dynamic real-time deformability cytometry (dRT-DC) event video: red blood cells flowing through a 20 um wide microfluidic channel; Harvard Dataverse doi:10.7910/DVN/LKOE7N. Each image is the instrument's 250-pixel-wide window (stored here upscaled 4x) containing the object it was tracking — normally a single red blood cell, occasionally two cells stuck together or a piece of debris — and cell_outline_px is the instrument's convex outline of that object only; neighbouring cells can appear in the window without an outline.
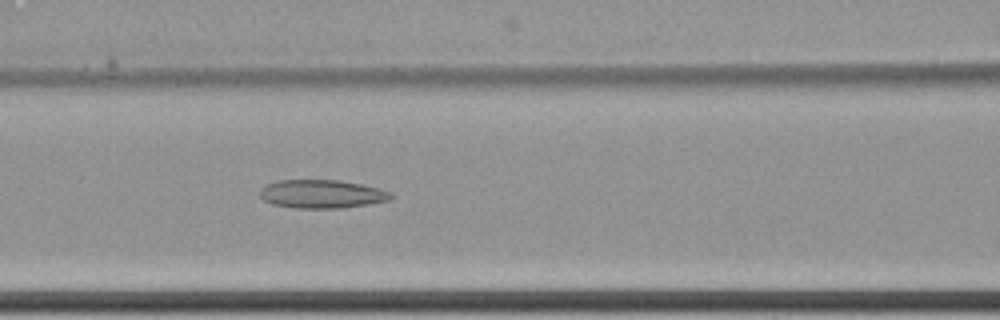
{"species": "common noctule bat (a hibernating species)", "species_latin": "Nyctalus noctula", "temperature_condition": "cold", "stored_images_in_passage": 4, "camera_frame_rate_fps": 3000, "um_per_image_px": 0.085, "animal": {"sex": "female", "body_mass_g": 22.7, "forearm_length_mm": 54.2}, "frame": {"image": 1, "passage_image": 4, "time_ms": 1.0, "image_size_px": [1000, 320], "cell_outline_px": [[392, 196], [388, 200], [368, 204], [340, 208], [296, 208], [272, 204], [264, 200], [260, 196], [260, 188], [276, 180], [340, 180], [380, 188], [392, 192]], "centroid_in_image_um": [27.34, 16.48], "position_along_channel_um": 139.3, "area_um2": 21.68}}